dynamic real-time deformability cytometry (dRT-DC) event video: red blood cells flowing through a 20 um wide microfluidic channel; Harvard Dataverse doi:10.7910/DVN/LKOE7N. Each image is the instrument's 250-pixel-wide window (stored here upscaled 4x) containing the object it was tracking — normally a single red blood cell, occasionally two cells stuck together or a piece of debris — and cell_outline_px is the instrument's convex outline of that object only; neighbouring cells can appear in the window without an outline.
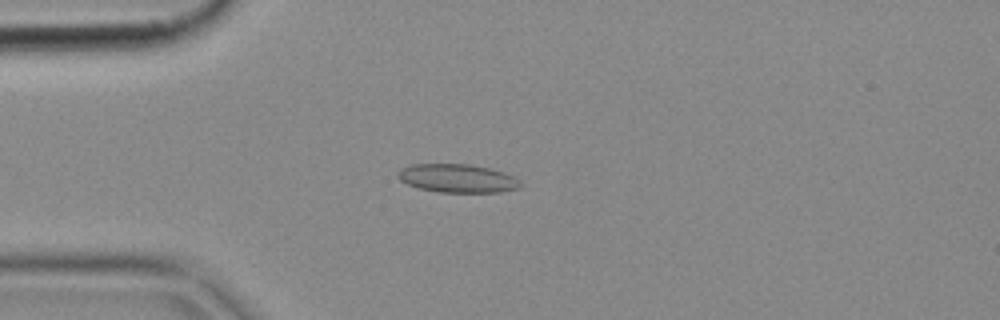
{"species": "common noctule bat (a hibernating species)", "species_latin": "Nyctalus noctula", "temperature_condition": "cold", "stored_images_in_passage": 4, "camera_frame_rate_fps": 3000, "um_per_image_px": 0.085, "animal": {"sex": "female", "body_mass_g": 18.4}, "frame": {"image": 1, "passage_image": 3, "time_ms": 0.667, "image_size_px": [1000, 320], "cell_outline_px": [[520, 188], [500, 192], [440, 192], [420, 188], [408, 184], [400, 180], [396, 176], [396, 172], [400, 168], [412, 164], [468, 164], [488, 168], [504, 172], [520, 180]], "centroid_in_image_um": [38.85, 15.15], "position_along_channel_um": 46.1, "area_um2": 20.29}}